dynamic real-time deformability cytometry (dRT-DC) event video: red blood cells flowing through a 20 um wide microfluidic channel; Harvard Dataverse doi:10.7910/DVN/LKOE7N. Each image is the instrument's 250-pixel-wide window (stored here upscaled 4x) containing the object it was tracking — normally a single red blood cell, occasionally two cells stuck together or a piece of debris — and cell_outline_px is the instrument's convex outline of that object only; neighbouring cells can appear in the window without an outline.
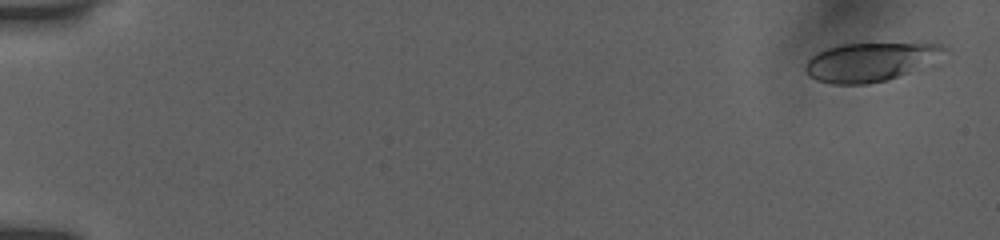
{"species": "human", "species_latin": "Homo sapiens", "temperature_condition": "room temperature", "stored_images_in_passage": 11, "camera_frame_rate_fps": 3000, "um_per_image_px": 0.085, "donor": {"sex": "female"}, "frame": {"image": 1, "passage_image": 1, "time_ms": 0.0, "image_size_px": [1000, 240], "cell_outline_px": [[948, 48], [904, 72], [896, 76], [884, 80], [868, 84], [832, 84], [816, 80], [808, 76], [804, 72], [804, 64], [812, 56], [828, 48], [840, 44], [940, 44]], "centroid_in_image_um": [73.71, 5.27], "position_along_channel_um": 11.3, "area_um2": 29.65}}
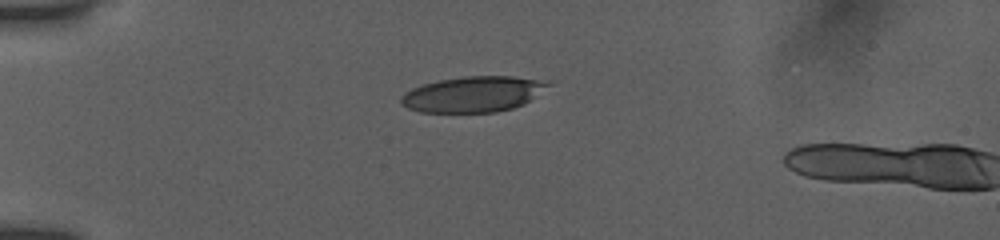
{"frame": {"image": 2, "passage_image": 9, "time_ms": 4.333, "image_size_px": [1000, 240], "cell_outline_px": [[552, 84], [524, 104], [512, 108], [496, 112], [420, 112], [408, 108], [400, 104], [400, 96], [404, 92], [412, 88], [424, 84], [440, 80], [460, 76], [512, 76], [552, 80]], "centroid_in_image_um": [40.24, 7.99], "position_along_channel_um": 44.8, "area_um2": 30.87}}